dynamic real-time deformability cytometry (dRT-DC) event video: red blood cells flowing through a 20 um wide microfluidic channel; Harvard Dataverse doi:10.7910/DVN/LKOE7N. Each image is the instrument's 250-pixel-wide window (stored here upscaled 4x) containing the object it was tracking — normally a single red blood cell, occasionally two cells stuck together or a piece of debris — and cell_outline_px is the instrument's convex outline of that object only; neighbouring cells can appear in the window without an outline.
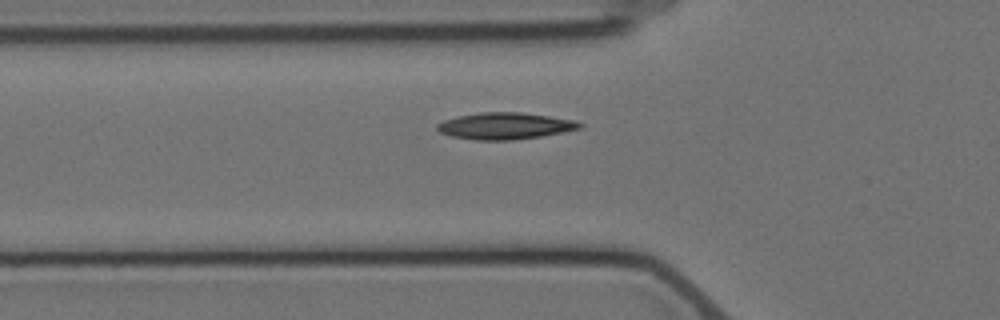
{"species": "Egyptian fruit bat (a non-hibernating species)", "species_latin": "Rousettus aegyptiacus", "temperature_condition": "cold", "stored_images_in_passage": 4, "camera_frame_rate_fps": 3000, "um_per_image_px": 0.085, "animal": {"sex": "female"}, "frame": {"image": 1, "passage_image": 4, "time_ms": 4.667, "image_size_px": [1000, 320], "cell_outline_px": [[584, 124], [580, 128], [564, 132], [540, 136], [512, 140], [476, 140], [452, 136], [440, 132], [436, 128], [436, 124], [444, 120], [460, 116], [480, 112], [520, 112], [548, 116], [572, 120]], "centroid_in_image_um": [42.91, 10.7], "position_along_channel_um": 82.9, "area_um2": 21.91}}